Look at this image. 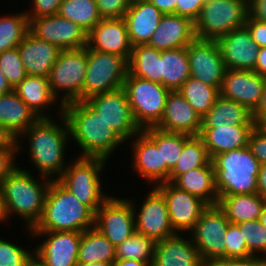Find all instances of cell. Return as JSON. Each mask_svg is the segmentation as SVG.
<instances>
[{"mask_svg":"<svg viewBox=\"0 0 266 266\" xmlns=\"http://www.w3.org/2000/svg\"><path fill=\"white\" fill-rule=\"evenodd\" d=\"M63 115L70 139L73 138L82 150L79 157L107 160L112 151L125 142L86 101L63 105Z\"/></svg>","mask_w":266,"mask_h":266,"instance_id":"1","label":"cell"},{"mask_svg":"<svg viewBox=\"0 0 266 266\" xmlns=\"http://www.w3.org/2000/svg\"><path fill=\"white\" fill-rule=\"evenodd\" d=\"M58 113L63 120H61V122H63L62 124L64 127L52 120V117L39 118L17 138L19 151L22 148L20 146L22 143L19 141L23 136L27 135L29 138V156L32 165L38 169L41 178H52V180H58L68 166V164L64 162V153L66 144L69 140L68 138L70 137V132L68 123L63 115V109ZM20 137L21 139H19Z\"/></svg>","mask_w":266,"mask_h":266,"instance_id":"2","label":"cell"},{"mask_svg":"<svg viewBox=\"0 0 266 266\" xmlns=\"http://www.w3.org/2000/svg\"><path fill=\"white\" fill-rule=\"evenodd\" d=\"M95 227V213L58 180H52L45 197L41 220L31 231L83 232Z\"/></svg>","mask_w":266,"mask_h":266,"instance_id":"3","label":"cell"},{"mask_svg":"<svg viewBox=\"0 0 266 266\" xmlns=\"http://www.w3.org/2000/svg\"><path fill=\"white\" fill-rule=\"evenodd\" d=\"M31 172L16 167L0 182L8 218L13 213L20 216L33 229L41 220L44 201L52 179L37 181ZM40 182V183H39Z\"/></svg>","mask_w":266,"mask_h":266,"instance_id":"4","label":"cell"},{"mask_svg":"<svg viewBox=\"0 0 266 266\" xmlns=\"http://www.w3.org/2000/svg\"><path fill=\"white\" fill-rule=\"evenodd\" d=\"M212 163L218 196L257 193L261 163L248 146L218 154Z\"/></svg>","mask_w":266,"mask_h":266,"instance_id":"5","label":"cell"},{"mask_svg":"<svg viewBox=\"0 0 266 266\" xmlns=\"http://www.w3.org/2000/svg\"><path fill=\"white\" fill-rule=\"evenodd\" d=\"M76 159L66 167L58 181L81 203L96 213L97 209L110 197L102 193L100 181V174L107 160L91 157Z\"/></svg>","mask_w":266,"mask_h":266,"instance_id":"6","label":"cell"},{"mask_svg":"<svg viewBox=\"0 0 266 266\" xmlns=\"http://www.w3.org/2000/svg\"><path fill=\"white\" fill-rule=\"evenodd\" d=\"M248 16V0L207 1L194 22L196 39L217 40L244 26Z\"/></svg>","mask_w":266,"mask_h":266,"instance_id":"7","label":"cell"},{"mask_svg":"<svg viewBox=\"0 0 266 266\" xmlns=\"http://www.w3.org/2000/svg\"><path fill=\"white\" fill-rule=\"evenodd\" d=\"M87 68V46L76 50H61L48 76L49 87L58 99V92L64 91L63 105L83 101V85Z\"/></svg>","mask_w":266,"mask_h":266,"instance_id":"8","label":"cell"},{"mask_svg":"<svg viewBox=\"0 0 266 266\" xmlns=\"http://www.w3.org/2000/svg\"><path fill=\"white\" fill-rule=\"evenodd\" d=\"M128 102L139 127H156L164 113L170 90L162 84L127 74L123 84Z\"/></svg>","mask_w":266,"mask_h":266,"instance_id":"9","label":"cell"},{"mask_svg":"<svg viewBox=\"0 0 266 266\" xmlns=\"http://www.w3.org/2000/svg\"><path fill=\"white\" fill-rule=\"evenodd\" d=\"M128 61L116 54L99 52L87 46V68L83 101L93 95L123 87Z\"/></svg>","mask_w":266,"mask_h":266,"instance_id":"10","label":"cell"},{"mask_svg":"<svg viewBox=\"0 0 266 266\" xmlns=\"http://www.w3.org/2000/svg\"><path fill=\"white\" fill-rule=\"evenodd\" d=\"M85 101L124 141L134 138L143 131L134 118L123 87L93 95Z\"/></svg>","mask_w":266,"mask_h":266,"instance_id":"11","label":"cell"},{"mask_svg":"<svg viewBox=\"0 0 266 266\" xmlns=\"http://www.w3.org/2000/svg\"><path fill=\"white\" fill-rule=\"evenodd\" d=\"M229 223L225 212L218 205H209L189 232L204 263L212 259L226 258L223 237Z\"/></svg>","mask_w":266,"mask_h":266,"instance_id":"12","label":"cell"},{"mask_svg":"<svg viewBox=\"0 0 266 266\" xmlns=\"http://www.w3.org/2000/svg\"><path fill=\"white\" fill-rule=\"evenodd\" d=\"M131 199L110 196L95 213L97 228L115 247L135 232Z\"/></svg>","mask_w":266,"mask_h":266,"instance_id":"13","label":"cell"},{"mask_svg":"<svg viewBox=\"0 0 266 266\" xmlns=\"http://www.w3.org/2000/svg\"><path fill=\"white\" fill-rule=\"evenodd\" d=\"M28 19L31 34L56 45L60 50H76L87 46V33L67 18L55 14Z\"/></svg>","mask_w":266,"mask_h":266,"instance_id":"14","label":"cell"},{"mask_svg":"<svg viewBox=\"0 0 266 266\" xmlns=\"http://www.w3.org/2000/svg\"><path fill=\"white\" fill-rule=\"evenodd\" d=\"M27 230L32 237L47 236L34 250V256L45 266H77L82 232Z\"/></svg>","mask_w":266,"mask_h":266,"instance_id":"15","label":"cell"},{"mask_svg":"<svg viewBox=\"0 0 266 266\" xmlns=\"http://www.w3.org/2000/svg\"><path fill=\"white\" fill-rule=\"evenodd\" d=\"M163 194L175 232L191 231L209 204L198 196L178 189L170 182L155 185Z\"/></svg>","mask_w":266,"mask_h":266,"instance_id":"16","label":"cell"},{"mask_svg":"<svg viewBox=\"0 0 266 266\" xmlns=\"http://www.w3.org/2000/svg\"><path fill=\"white\" fill-rule=\"evenodd\" d=\"M186 48L190 76L220 90L226 66L217 41L195 39Z\"/></svg>","mask_w":266,"mask_h":266,"instance_id":"17","label":"cell"},{"mask_svg":"<svg viewBox=\"0 0 266 266\" xmlns=\"http://www.w3.org/2000/svg\"><path fill=\"white\" fill-rule=\"evenodd\" d=\"M135 206L137 207L133 204L135 230L137 232L155 242L176 233L171 226L166 200L155 186L141 204L139 213Z\"/></svg>","mask_w":266,"mask_h":266,"instance_id":"18","label":"cell"},{"mask_svg":"<svg viewBox=\"0 0 266 266\" xmlns=\"http://www.w3.org/2000/svg\"><path fill=\"white\" fill-rule=\"evenodd\" d=\"M265 83L266 77L254 71L226 69L219 95L234 100L253 112L260 101Z\"/></svg>","mask_w":266,"mask_h":266,"instance_id":"19","label":"cell"},{"mask_svg":"<svg viewBox=\"0 0 266 266\" xmlns=\"http://www.w3.org/2000/svg\"><path fill=\"white\" fill-rule=\"evenodd\" d=\"M216 41L226 69L254 70L260 47L251 38L245 25L233 29Z\"/></svg>","mask_w":266,"mask_h":266,"instance_id":"20","label":"cell"},{"mask_svg":"<svg viewBox=\"0 0 266 266\" xmlns=\"http://www.w3.org/2000/svg\"><path fill=\"white\" fill-rule=\"evenodd\" d=\"M156 128L170 133L199 136L202 128V117L179 91H170L167 95L162 119Z\"/></svg>","mask_w":266,"mask_h":266,"instance_id":"21","label":"cell"},{"mask_svg":"<svg viewBox=\"0 0 266 266\" xmlns=\"http://www.w3.org/2000/svg\"><path fill=\"white\" fill-rule=\"evenodd\" d=\"M87 46L99 52L119 55L129 61L132 45L124 19H102L87 34Z\"/></svg>","mask_w":266,"mask_h":266,"instance_id":"22","label":"cell"},{"mask_svg":"<svg viewBox=\"0 0 266 266\" xmlns=\"http://www.w3.org/2000/svg\"><path fill=\"white\" fill-rule=\"evenodd\" d=\"M196 39L195 23L184 16L164 14L148 45L158 50L187 47Z\"/></svg>","mask_w":266,"mask_h":266,"instance_id":"23","label":"cell"},{"mask_svg":"<svg viewBox=\"0 0 266 266\" xmlns=\"http://www.w3.org/2000/svg\"><path fill=\"white\" fill-rule=\"evenodd\" d=\"M163 15L148 0L131 1L123 19L132 47L148 44Z\"/></svg>","mask_w":266,"mask_h":266,"instance_id":"24","label":"cell"},{"mask_svg":"<svg viewBox=\"0 0 266 266\" xmlns=\"http://www.w3.org/2000/svg\"><path fill=\"white\" fill-rule=\"evenodd\" d=\"M151 266H204L193 241L183 238L178 232L156 242Z\"/></svg>","mask_w":266,"mask_h":266,"instance_id":"25","label":"cell"},{"mask_svg":"<svg viewBox=\"0 0 266 266\" xmlns=\"http://www.w3.org/2000/svg\"><path fill=\"white\" fill-rule=\"evenodd\" d=\"M27 75L47 77L55 64L60 49L28 32L17 46Z\"/></svg>","mask_w":266,"mask_h":266,"instance_id":"26","label":"cell"},{"mask_svg":"<svg viewBox=\"0 0 266 266\" xmlns=\"http://www.w3.org/2000/svg\"><path fill=\"white\" fill-rule=\"evenodd\" d=\"M255 127L256 125H216V128H201L199 136L212 159L218 154L247 147Z\"/></svg>","mask_w":266,"mask_h":266,"instance_id":"27","label":"cell"},{"mask_svg":"<svg viewBox=\"0 0 266 266\" xmlns=\"http://www.w3.org/2000/svg\"><path fill=\"white\" fill-rule=\"evenodd\" d=\"M136 136L132 144L133 170L139 172L147 182H155L157 185L163 183L162 147H157L143 131Z\"/></svg>","mask_w":266,"mask_h":266,"instance_id":"28","label":"cell"},{"mask_svg":"<svg viewBox=\"0 0 266 266\" xmlns=\"http://www.w3.org/2000/svg\"><path fill=\"white\" fill-rule=\"evenodd\" d=\"M172 184L180 190L200 197L209 205H218L219 197L212 160L203 167L179 175Z\"/></svg>","mask_w":266,"mask_h":266,"instance_id":"29","label":"cell"},{"mask_svg":"<svg viewBox=\"0 0 266 266\" xmlns=\"http://www.w3.org/2000/svg\"><path fill=\"white\" fill-rule=\"evenodd\" d=\"M39 117L14 90L0 96V124L16 138L25 132Z\"/></svg>","mask_w":266,"mask_h":266,"instance_id":"30","label":"cell"},{"mask_svg":"<svg viewBox=\"0 0 266 266\" xmlns=\"http://www.w3.org/2000/svg\"><path fill=\"white\" fill-rule=\"evenodd\" d=\"M13 90L39 118H50L44 111L57 98L49 87L47 77L27 75Z\"/></svg>","mask_w":266,"mask_h":266,"instance_id":"31","label":"cell"},{"mask_svg":"<svg viewBox=\"0 0 266 266\" xmlns=\"http://www.w3.org/2000/svg\"><path fill=\"white\" fill-rule=\"evenodd\" d=\"M257 125L252 112L234 100L218 96L211 109L202 117V128L216 125Z\"/></svg>","mask_w":266,"mask_h":266,"instance_id":"32","label":"cell"},{"mask_svg":"<svg viewBox=\"0 0 266 266\" xmlns=\"http://www.w3.org/2000/svg\"><path fill=\"white\" fill-rule=\"evenodd\" d=\"M218 197V206L225 212L229 222L233 224L258 220L266 202V199L258 193Z\"/></svg>","mask_w":266,"mask_h":266,"instance_id":"33","label":"cell"},{"mask_svg":"<svg viewBox=\"0 0 266 266\" xmlns=\"http://www.w3.org/2000/svg\"><path fill=\"white\" fill-rule=\"evenodd\" d=\"M128 74L162 84L161 50L148 44L132 47L128 61Z\"/></svg>","mask_w":266,"mask_h":266,"instance_id":"34","label":"cell"},{"mask_svg":"<svg viewBox=\"0 0 266 266\" xmlns=\"http://www.w3.org/2000/svg\"><path fill=\"white\" fill-rule=\"evenodd\" d=\"M115 248L97 228L87 229L81 234L78 263H114L116 260Z\"/></svg>","mask_w":266,"mask_h":266,"instance_id":"35","label":"cell"},{"mask_svg":"<svg viewBox=\"0 0 266 266\" xmlns=\"http://www.w3.org/2000/svg\"><path fill=\"white\" fill-rule=\"evenodd\" d=\"M162 85L170 91L178 90L190 77L187 48L161 51Z\"/></svg>","mask_w":266,"mask_h":266,"instance_id":"36","label":"cell"},{"mask_svg":"<svg viewBox=\"0 0 266 266\" xmlns=\"http://www.w3.org/2000/svg\"><path fill=\"white\" fill-rule=\"evenodd\" d=\"M143 132L157 147H162L163 183L168 182L170 171L179 161L184 143L191 136L182 133L165 132L156 127L144 129Z\"/></svg>","mask_w":266,"mask_h":266,"instance_id":"37","label":"cell"},{"mask_svg":"<svg viewBox=\"0 0 266 266\" xmlns=\"http://www.w3.org/2000/svg\"><path fill=\"white\" fill-rule=\"evenodd\" d=\"M57 14L74 22L87 34L102 20L95 0H63Z\"/></svg>","mask_w":266,"mask_h":266,"instance_id":"38","label":"cell"},{"mask_svg":"<svg viewBox=\"0 0 266 266\" xmlns=\"http://www.w3.org/2000/svg\"><path fill=\"white\" fill-rule=\"evenodd\" d=\"M211 160L202 138L200 136H191L184 143L179 161L170 171L168 182L172 183L179 175L197 167H203Z\"/></svg>","mask_w":266,"mask_h":266,"instance_id":"39","label":"cell"},{"mask_svg":"<svg viewBox=\"0 0 266 266\" xmlns=\"http://www.w3.org/2000/svg\"><path fill=\"white\" fill-rule=\"evenodd\" d=\"M177 91L201 117L211 109L219 96V90L216 87L209 86L191 76Z\"/></svg>","mask_w":266,"mask_h":266,"instance_id":"40","label":"cell"},{"mask_svg":"<svg viewBox=\"0 0 266 266\" xmlns=\"http://www.w3.org/2000/svg\"><path fill=\"white\" fill-rule=\"evenodd\" d=\"M29 32V19L25 11L0 17V53L16 48Z\"/></svg>","mask_w":266,"mask_h":266,"instance_id":"41","label":"cell"},{"mask_svg":"<svg viewBox=\"0 0 266 266\" xmlns=\"http://www.w3.org/2000/svg\"><path fill=\"white\" fill-rule=\"evenodd\" d=\"M156 242L135 232L125 241L116 246V259H134L152 264Z\"/></svg>","mask_w":266,"mask_h":266,"instance_id":"42","label":"cell"},{"mask_svg":"<svg viewBox=\"0 0 266 266\" xmlns=\"http://www.w3.org/2000/svg\"><path fill=\"white\" fill-rule=\"evenodd\" d=\"M237 225L249 250V257H257V253H261L262 258L266 259V228L260 223V220L246 221Z\"/></svg>","mask_w":266,"mask_h":266,"instance_id":"43","label":"cell"},{"mask_svg":"<svg viewBox=\"0 0 266 266\" xmlns=\"http://www.w3.org/2000/svg\"><path fill=\"white\" fill-rule=\"evenodd\" d=\"M0 69L12 88L27 76L17 47L0 53Z\"/></svg>","mask_w":266,"mask_h":266,"instance_id":"44","label":"cell"},{"mask_svg":"<svg viewBox=\"0 0 266 266\" xmlns=\"http://www.w3.org/2000/svg\"><path fill=\"white\" fill-rule=\"evenodd\" d=\"M34 257V249L28 252L10 241L0 238V266H28Z\"/></svg>","mask_w":266,"mask_h":266,"instance_id":"45","label":"cell"},{"mask_svg":"<svg viewBox=\"0 0 266 266\" xmlns=\"http://www.w3.org/2000/svg\"><path fill=\"white\" fill-rule=\"evenodd\" d=\"M223 239L226 258L245 259L249 257V250L237 224L229 223Z\"/></svg>","mask_w":266,"mask_h":266,"instance_id":"46","label":"cell"},{"mask_svg":"<svg viewBox=\"0 0 266 266\" xmlns=\"http://www.w3.org/2000/svg\"><path fill=\"white\" fill-rule=\"evenodd\" d=\"M102 19H122L127 12L131 0H95Z\"/></svg>","mask_w":266,"mask_h":266,"instance_id":"47","label":"cell"},{"mask_svg":"<svg viewBox=\"0 0 266 266\" xmlns=\"http://www.w3.org/2000/svg\"><path fill=\"white\" fill-rule=\"evenodd\" d=\"M248 147L261 164L266 163V131L260 125L252 131Z\"/></svg>","mask_w":266,"mask_h":266,"instance_id":"48","label":"cell"},{"mask_svg":"<svg viewBox=\"0 0 266 266\" xmlns=\"http://www.w3.org/2000/svg\"><path fill=\"white\" fill-rule=\"evenodd\" d=\"M63 0H32L31 11L25 13L28 18L51 16L58 13L59 6Z\"/></svg>","mask_w":266,"mask_h":266,"instance_id":"49","label":"cell"},{"mask_svg":"<svg viewBox=\"0 0 266 266\" xmlns=\"http://www.w3.org/2000/svg\"><path fill=\"white\" fill-rule=\"evenodd\" d=\"M258 257L251 256L245 259L217 258L204 263V266H266V259L260 254Z\"/></svg>","mask_w":266,"mask_h":266,"instance_id":"50","label":"cell"},{"mask_svg":"<svg viewBox=\"0 0 266 266\" xmlns=\"http://www.w3.org/2000/svg\"><path fill=\"white\" fill-rule=\"evenodd\" d=\"M204 0H177L175 14L187 17L195 22L204 5Z\"/></svg>","mask_w":266,"mask_h":266,"instance_id":"51","label":"cell"},{"mask_svg":"<svg viewBox=\"0 0 266 266\" xmlns=\"http://www.w3.org/2000/svg\"><path fill=\"white\" fill-rule=\"evenodd\" d=\"M18 148H0V182L16 167V156Z\"/></svg>","mask_w":266,"mask_h":266,"instance_id":"52","label":"cell"},{"mask_svg":"<svg viewBox=\"0 0 266 266\" xmlns=\"http://www.w3.org/2000/svg\"><path fill=\"white\" fill-rule=\"evenodd\" d=\"M245 26L259 47H266V23L248 16Z\"/></svg>","mask_w":266,"mask_h":266,"instance_id":"53","label":"cell"},{"mask_svg":"<svg viewBox=\"0 0 266 266\" xmlns=\"http://www.w3.org/2000/svg\"><path fill=\"white\" fill-rule=\"evenodd\" d=\"M249 17L266 23V0H248Z\"/></svg>","mask_w":266,"mask_h":266,"instance_id":"54","label":"cell"},{"mask_svg":"<svg viewBox=\"0 0 266 266\" xmlns=\"http://www.w3.org/2000/svg\"><path fill=\"white\" fill-rule=\"evenodd\" d=\"M252 116L257 125H261L266 120V83L260 101L252 112Z\"/></svg>","mask_w":266,"mask_h":266,"instance_id":"55","label":"cell"},{"mask_svg":"<svg viewBox=\"0 0 266 266\" xmlns=\"http://www.w3.org/2000/svg\"><path fill=\"white\" fill-rule=\"evenodd\" d=\"M0 148H18L17 138L0 124Z\"/></svg>","mask_w":266,"mask_h":266,"instance_id":"56","label":"cell"},{"mask_svg":"<svg viewBox=\"0 0 266 266\" xmlns=\"http://www.w3.org/2000/svg\"><path fill=\"white\" fill-rule=\"evenodd\" d=\"M163 14H175L177 0H148Z\"/></svg>","mask_w":266,"mask_h":266,"instance_id":"57","label":"cell"},{"mask_svg":"<svg viewBox=\"0 0 266 266\" xmlns=\"http://www.w3.org/2000/svg\"><path fill=\"white\" fill-rule=\"evenodd\" d=\"M253 71L260 76L266 77V47L259 48L255 68Z\"/></svg>","mask_w":266,"mask_h":266,"instance_id":"58","label":"cell"},{"mask_svg":"<svg viewBox=\"0 0 266 266\" xmlns=\"http://www.w3.org/2000/svg\"><path fill=\"white\" fill-rule=\"evenodd\" d=\"M257 193L266 199V163L261 164L258 174V190Z\"/></svg>","mask_w":266,"mask_h":266,"instance_id":"59","label":"cell"},{"mask_svg":"<svg viewBox=\"0 0 266 266\" xmlns=\"http://www.w3.org/2000/svg\"><path fill=\"white\" fill-rule=\"evenodd\" d=\"M113 266H151V264L134 259H116Z\"/></svg>","mask_w":266,"mask_h":266,"instance_id":"60","label":"cell"},{"mask_svg":"<svg viewBox=\"0 0 266 266\" xmlns=\"http://www.w3.org/2000/svg\"><path fill=\"white\" fill-rule=\"evenodd\" d=\"M11 90H13V88L10 86L5 75L0 69V96L10 92Z\"/></svg>","mask_w":266,"mask_h":266,"instance_id":"61","label":"cell"},{"mask_svg":"<svg viewBox=\"0 0 266 266\" xmlns=\"http://www.w3.org/2000/svg\"><path fill=\"white\" fill-rule=\"evenodd\" d=\"M8 219L6 207H5V202H4V196L3 192L0 187V222L4 223Z\"/></svg>","mask_w":266,"mask_h":266,"instance_id":"62","label":"cell"},{"mask_svg":"<svg viewBox=\"0 0 266 266\" xmlns=\"http://www.w3.org/2000/svg\"><path fill=\"white\" fill-rule=\"evenodd\" d=\"M77 266H113V263H105V262L78 263Z\"/></svg>","mask_w":266,"mask_h":266,"instance_id":"63","label":"cell"},{"mask_svg":"<svg viewBox=\"0 0 266 266\" xmlns=\"http://www.w3.org/2000/svg\"><path fill=\"white\" fill-rule=\"evenodd\" d=\"M260 223L266 228V202L263 206L262 213L260 215Z\"/></svg>","mask_w":266,"mask_h":266,"instance_id":"64","label":"cell"},{"mask_svg":"<svg viewBox=\"0 0 266 266\" xmlns=\"http://www.w3.org/2000/svg\"><path fill=\"white\" fill-rule=\"evenodd\" d=\"M28 266H45L43 263H41L35 256L31 259Z\"/></svg>","mask_w":266,"mask_h":266,"instance_id":"65","label":"cell"},{"mask_svg":"<svg viewBox=\"0 0 266 266\" xmlns=\"http://www.w3.org/2000/svg\"><path fill=\"white\" fill-rule=\"evenodd\" d=\"M260 126L266 131V120Z\"/></svg>","mask_w":266,"mask_h":266,"instance_id":"66","label":"cell"}]
</instances>
